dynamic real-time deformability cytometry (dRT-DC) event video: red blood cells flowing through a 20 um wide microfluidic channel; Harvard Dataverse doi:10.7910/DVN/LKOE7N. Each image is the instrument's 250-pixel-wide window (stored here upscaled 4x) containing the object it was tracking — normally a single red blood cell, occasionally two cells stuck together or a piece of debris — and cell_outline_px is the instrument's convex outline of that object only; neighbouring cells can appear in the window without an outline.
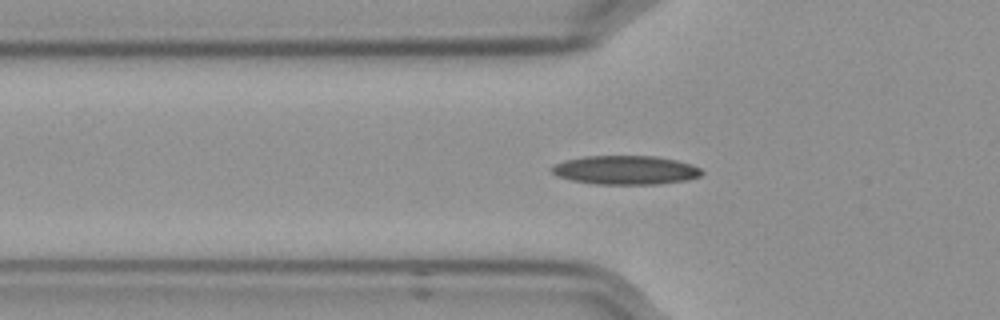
{"species": "Egyptian fruit bat (a non-hibernating species)", "species_latin": "Rousettus aegyptiacus", "temperature_condition": "cold", "stored_images_in_passage": 47, "camera_frame_rate_fps": 3000, "um_per_image_px": 0.085, "frame": {"image": 1, "passage_image": 14, "time_ms": 4.333, "image_size_px": [1000, 320], "cell_outline_px": [[704, 172], [700, 176], [684, 180], [656, 184], [596, 184], [572, 180], [560, 176], [552, 172], [552, 164], [564, 160], [584, 156], [656, 156], [676, 160], [692, 164], [700, 168]], "centroid_in_image_um": [53.17, 14.44], "position_along_channel_um": 72.6, "area_um2": 25.14}}
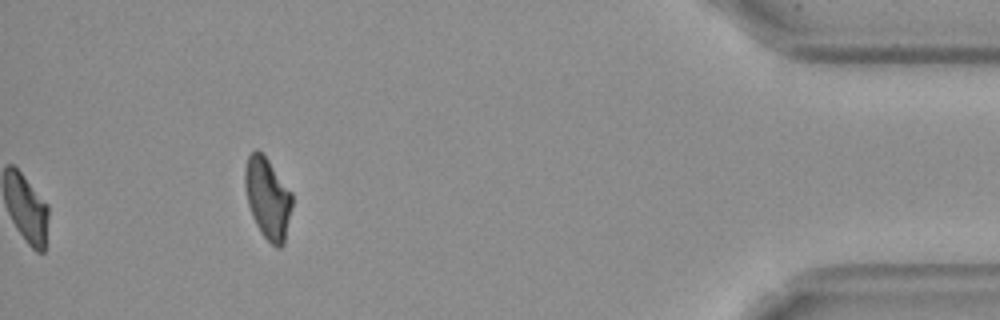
{"frame": {"image": 2, "passage_image": 47, "time_ms": 15.333, "image_size_px": [1000, 320], "cell_outline_px": [[292, 204], [284, 244], [280, 248], [276, 248], [260, 232], [252, 216], [248, 204], [244, 184], [244, 168], [248, 156], [256, 148], [268, 160], [292, 192]], "centroid_in_image_um": [22.74, 16.85], "position_along_channel_um": 412.5, "area_um2": 22.25}}